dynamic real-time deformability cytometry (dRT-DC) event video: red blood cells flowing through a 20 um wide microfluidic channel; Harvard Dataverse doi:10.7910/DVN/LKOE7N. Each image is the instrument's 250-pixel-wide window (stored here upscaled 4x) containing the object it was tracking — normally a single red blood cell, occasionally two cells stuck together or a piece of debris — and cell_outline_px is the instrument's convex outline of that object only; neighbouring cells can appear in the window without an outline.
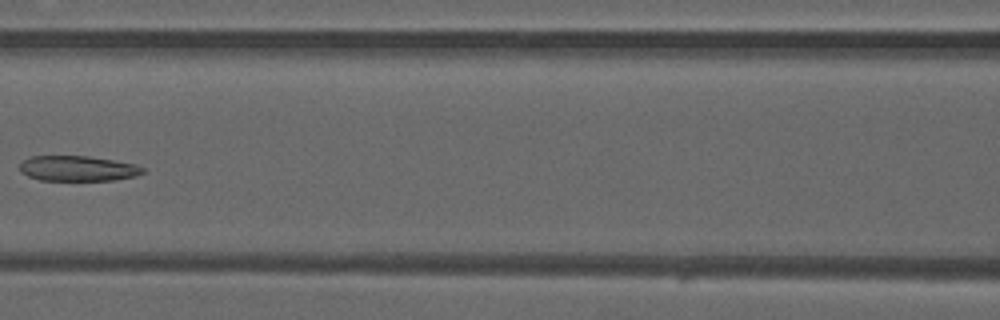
{"species": "common noctule bat (a hibernating species)", "species_latin": "Nyctalus noctula", "temperature_condition": "warm", "stored_images_in_passage": 7, "camera_frame_rate_fps": 3000, "um_per_image_px": 0.085, "animal": {"sex": "male", "forearm_length_mm": 52.5}, "frame": {"image": 1, "passage_image": 6, "time_ms": 1.667, "image_size_px": [1000, 320], "cell_outline_px": [[144, 172], [136, 176], [116, 180], [40, 180], [28, 176], [20, 172], [20, 164], [24, 160], [32, 156], [88, 156], [136, 164], [144, 168]], "centroid_in_image_um": [6.62, 14.32], "position_along_channel_um": 160.0, "area_um2": 18.09}}
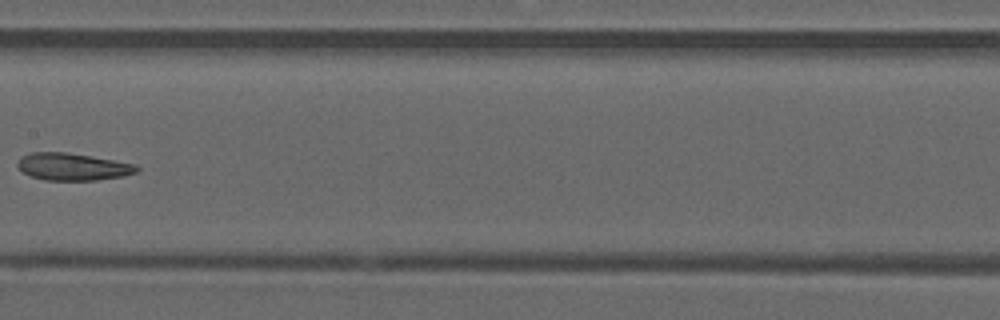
{"frame": {"image": 2, "passage_image": 7, "time_ms": 2.0, "image_size_px": [1000, 320], "cell_outline_px": [[140, 168], [136, 172], [124, 176], [96, 180], [44, 180], [32, 176], [24, 172], [16, 164], [20, 156], [32, 152], [64, 152], [92, 156], [136, 164]], "centroid_in_image_um": [6.19, 14.16], "position_along_channel_um": 201.2, "area_um2": 18.9}}